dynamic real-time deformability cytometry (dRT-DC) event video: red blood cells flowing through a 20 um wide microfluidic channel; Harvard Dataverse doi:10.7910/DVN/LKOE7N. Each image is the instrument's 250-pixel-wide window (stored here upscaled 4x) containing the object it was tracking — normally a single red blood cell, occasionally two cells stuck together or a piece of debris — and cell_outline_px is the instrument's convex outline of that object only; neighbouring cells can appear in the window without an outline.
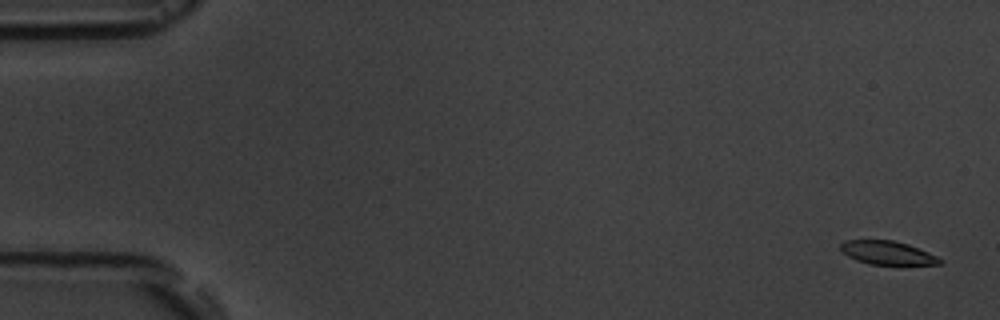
{"species": "common noctule bat (a hibernating species)", "species_latin": "Nyctalus noctula", "temperature_condition": "room temperature", "stored_images_in_passage": 17, "camera_frame_rate_fps": 3000, "um_per_image_px": 0.085, "animal": {"sex": "male", "body_mass_g": 19.5, "forearm_length_mm": 54.6}, "frame": {"image": 1, "passage_image": 1, "time_ms": 0.0, "image_size_px": [1000, 320], "cell_outline_px": [[944, 260], [940, 264], [868, 264], [856, 260], [848, 256], [840, 248], [840, 244], [844, 240], [892, 240], [908, 244], [928, 252]], "centroid_in_image_um": [75.42, 21.48], "position_along_channel_um": 9.6, "area_um2": 13.47}}
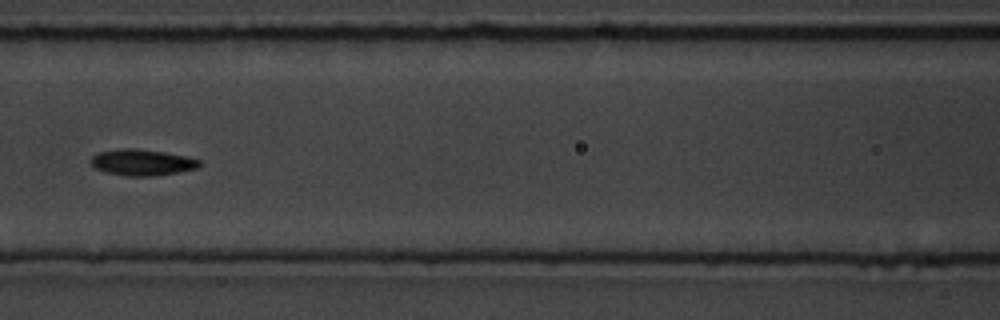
{"frame": {"image": 2, "passage_image": 8, "time_ms": 8.0, "image_size_px": [1000, 320], "cell_outline_px": [[200, 164], [196, 168], [180, 172], [152, 176], [124, 176], [104, 172], [92, 168], [92, 156], [100, 152], [120, 148], [136, 148], [164, 152], [184, 156], [200, 160]], "centroid_in_image_um": [12.04, 13.81], "position_along_channel_um": 154.6, "area_um2": 16.59}}
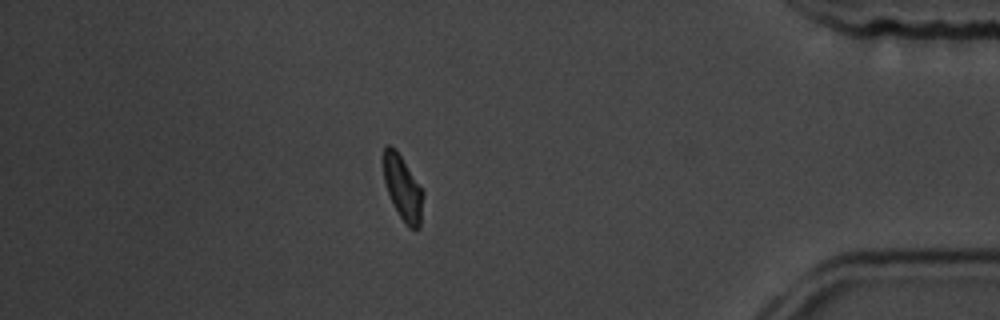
{"frame": {"image": 3, "passage_image": 15, "time_ms": 16.0, "image_size_px": [1000, 320], "cell_outline_px": [[424, 196], [420, 228], [408, 228], [400, 216], [388, 192], [384, 180], [380, 160], [384, 144], [392, 144], [396, 148], [424, 192]], "centroid_in_image_um": [34.2, 15.88], "position_along_channel_um": 401.0, "area_um2": 15.37}, "authors_computed_cell_mechanics": {"area_um2": 15.3748, "velocity_mm_per_s": 3.5829, "shape_relaxation_time_tau1_ms": 2.1631, "shape_relaxation_time_tau2_ms": null, "deformation_change_tau1": 0.0948, "deformation_change_tau2": null}}